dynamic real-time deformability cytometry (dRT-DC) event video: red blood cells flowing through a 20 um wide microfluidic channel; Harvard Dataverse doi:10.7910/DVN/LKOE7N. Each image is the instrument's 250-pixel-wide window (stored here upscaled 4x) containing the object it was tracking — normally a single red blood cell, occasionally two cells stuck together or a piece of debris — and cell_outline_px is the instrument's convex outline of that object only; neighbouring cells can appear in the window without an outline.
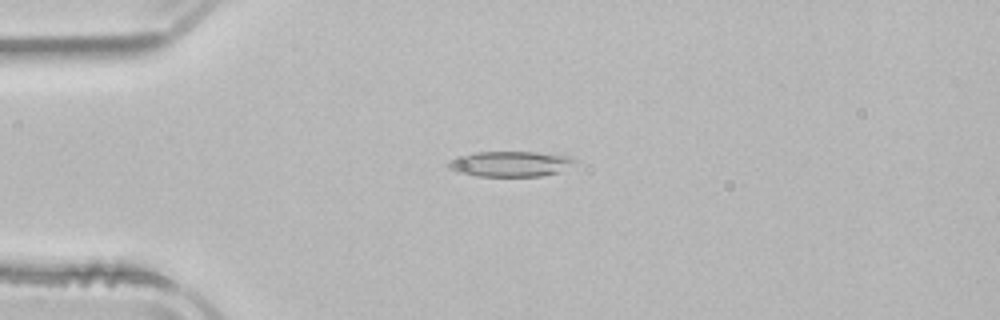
{"species": "common noctule bat (a hibernating species)", "species_latin": "Nyctalus noctula", "temperature_condition": "room temperature", "stored_images_in_passage": 50, "camera_frame_rate_fps": 3000, "um_per_image_px": 0.085, "animal": {"sex": "male", "body_mass_g": 21.5, "forearm_length_mm": 52.0}, "frame": {"image": 1, "passage_image": 11, "time_ms": 3.333, "image_size_px": [1000, 320], "cell_outline_px": [[580, 160], [560, 172], [540, 176], [476, 176], [456, 172], [448, 168], [448, 164], [452, 160], [476, 152], [536, 152], [572, 156]], "centroid_in_image_um": [43.47, 13.93], "position_along_channel_um": 41.5, "area_um2": 18.67}}
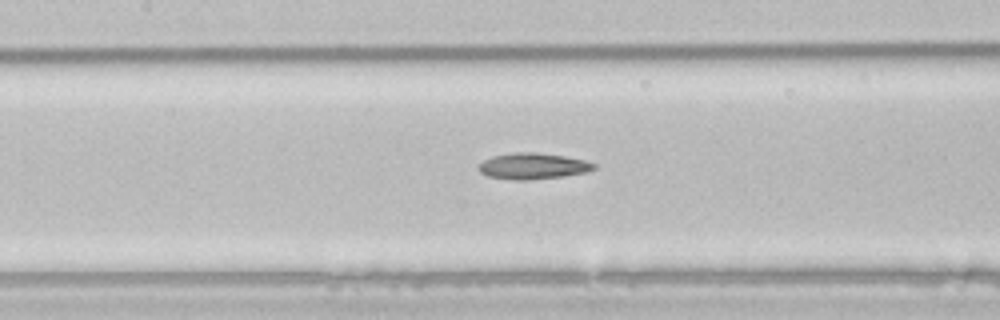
{"frame": {"image": 2, "passage_image": 22, "time_ms": 7.0, "image_size_px": [1000, 320], "cell_outline_px": [[596, 168], [588, 172], [560, 176], [528, 180], [516, 180], [488, 176], [480, 172], [476, 168], [484, 160], [492, 156], [516, 152], [532, 152], [564, 156], [584, 160], [596, 164]], "centroid_in_image_um": [45.28, 14.11], "position_along_channel_um": 162.1, "area_um2": 17.4}}
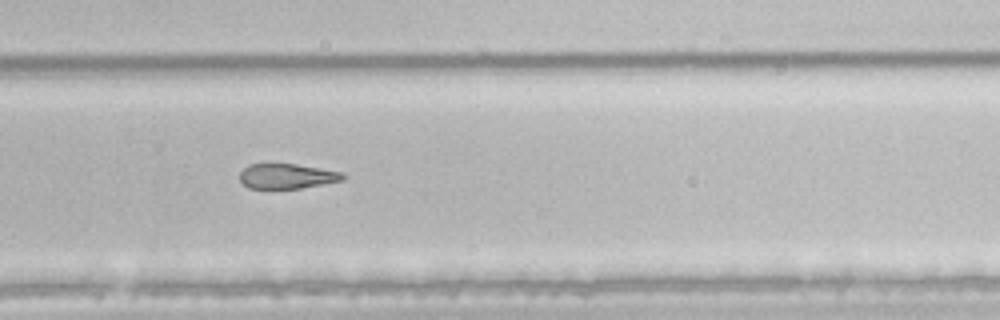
{"frame": {"image": 3, "passage_image": 33, "time_ms": 10.667, "image_size_px": [1000, 320], "cell_outline_px": [[348, 176], [344, 180], [300, 188], [248, 188], [240, 180], [240, 172], [248, 164], [296, 164], [344, 172]], "centroid_in_image_um": [24.43, 14.97], "position_along_channel_um": 305.4, "area_um2": 15.03}}